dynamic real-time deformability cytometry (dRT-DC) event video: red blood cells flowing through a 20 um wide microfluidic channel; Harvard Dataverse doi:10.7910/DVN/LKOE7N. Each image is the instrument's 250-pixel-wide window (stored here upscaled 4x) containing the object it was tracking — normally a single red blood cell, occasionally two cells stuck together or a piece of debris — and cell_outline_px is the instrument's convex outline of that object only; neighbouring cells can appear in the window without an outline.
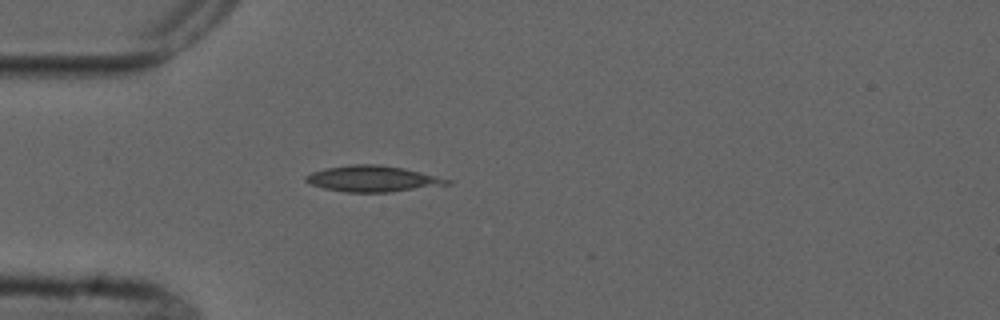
{"species": "common noctule bat (a hibernating species)", "species_latin": "Nyctalus noctula", "temperature_condition": "cold", "stored_images_in_passage": 3, "camera_frame_rate_fps": 3000, "um_per_image_px": 0.085, "animal": {"sex": "male", "forearm_length_mm": 52.5}, "frame": {"image": 1, "passage_image": 2, "time_ms": 1.333, "image_size_px": [1000, 320], "cell_outline_px": [[452, 184], [392, 192], [344, 192], [324, 188], [312, 184], [304, 180], [304, 176], [312, 172], [324, 168], [352, 164], [376, 164], [404, 168], [452, 180]], "centroid_in_image_um": [31.68, 15.19], "position_along_channel_um": 53.3, "area_um2": 21.44}}